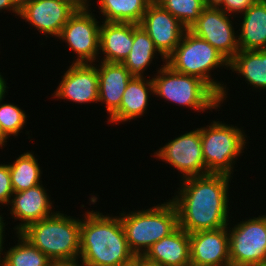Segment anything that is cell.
Instances as JSON below:
<instances>
[{"label":"cell","mask_w":266,"mask_h":266,"mask_svg":"<svg viewBox=\"0 0 266 266\" xmlns=\"http://www.w3.org/2000/svg\"><path fill=\"white\" fill-rule=\"evenodd\" d=\"M169 11L187 29L197 20L206 8L204 0H154Z\"/></svg>","instance_id":"27"},{"label":"cell","mask_w":266,"mask_h":266,"mask_svg":"<svg viewBox=\"0 0 266 266\" xmlns=\"http://www.w3.org/2000/svg\"><path fill=\"white\" fill-rule=\"evenodd\" d=\"M242 128L212 121L200 128L203 159L207 174H224L233 176L234 165L244 153L247 135ZM247 139V140H246Z\"/></svg>","instance_id":"7"},{"label":"cell","mask_w":266,"mask_h":266,"mask_svg":"<svg viewBox=\"0 0 266 266\" xmlns=\"http://www.w3.org/2000/svg\"><path fill=\"white\" fill-rule=\"evenodd\" d=\"M95 65L98 72V102L105 103L110 117L120 107L122 95L132 76L122 63L101 61Z\"/></svg>","instance_id":"17"},{"label":"cell","mask_w":266,"mask_h":266,"mask_svg":"<svg viewBox=\"0 0 266 266\" xmlns=\"http://www.w3.org/2000/svg\"><path fill=\"white\" fill-rule=\"evenodd\" d=\"M158 52V53H157ZM160 54L147 32L139 24H134L133 45L128 57L122 63L132 77H144L147 68Z\"/></svg>","instance_id":"23"},{"label":"cell","mask_w":266,"mask_h":266,"mask_svg":"<svg viewBox=\"0 0 266 266\" xmlns=\"http://www.w3.org/2000/svg\"><path fill=\"white\" fill-rule=\"evenodd\" d=\"M76 10L66 0H29L20 5L19 17L45 37L57 38Z\"/></svg>","instance_id":"13"},{"label":"cell","mask_w":266,"mask_h":266,"mask_svg":"<svg viewBox=\"0 0 266 266\" xmlns=\"http://www.w3.org/2000/svg\"><path fill=\"white\" fill-rule=\"evenodd\" d=\"M233 17L238 15H229L220 8L206 7L188 30L206 40L230 61L239 51V32L235 31Z\"/></svg>","instance_id":"11"},{"label":"cell","mask_w":266,"mask_h":266,"mask_svg":"<svg viewBox=\"0 0 266 266\" xmlns=\"http://www.w3.org/2000/svg\"><path fill=\"white\" fill-rule=\"evenodd\" d=\"M17 245L4 251L0 266H48L49 258L32 245L20 233L16 234Z\"/></svg>","instance_id":"26"},{"label":"cell","mask_w":266,"mask_h":266,"mask_svg":"<svg viewBox=\"0 0 266 266\" xmlns=\"http://www.w3.org/2000/svg\"><path fill=\"white\" fill-rule=\"evenodd\" d=\"M166 64L176 72L196 76L206 82L220 96L221 104L227 100V86L214 80V77L211 78V70L218 67L228 70L229 61L210 43L188 29L173 53L166 59Z\"/></svg>","instance_id":"3"},{"label":"cell","mask_w":266,"mask_h":266,"mask_svg":"<svg viewBox=\"0 0 266 266\" xmlns=\"http://www.w3.org/2000/svg\"><path fill=\"white\" fill-rule=\"evenodd\" d=\"M154 0H98V9L105 22L140 24Z\"/></svg>","instance_id":"24"},{"label":"cell","mask_w":266,"mask_h":266,"mask_svg":"<svg viewBox=\"0 0 266 266\" xmlns=\"http://www.w3.org/2000/svg\"><path fill=\"white\" fill-rule=\"evenodd\" d=\"M99 23L90 9H77L63 26L58 39L64 41L69 46V51L77 55L72 63L99 62Z\"/></svg>","instance_id":"9"},{"label":"cell","mask_w":266,"mask_h":266,"mask_svg":"<svg viewBox=\"0 0 266 266\" xmlns=\"http://www.w3.org/2000/svg\"><path fill=\"white\" fill-rule=\"evenodd\" d=\"M131 265L132 266H164L160 264L159 262H154V261L147 259L143 255L134 256V259Z\"/></svg>","instance_id":"33"},{"label":"cell","mask_w":266,"mask_h":266,"mask_svg":"<svg viewBox=\"0 0 266 266\" xmlns=\"http://www.w3.org/2000/svg\"><path fill=\"white\" fill-rule=\"evenodd\" d=\"M257 1L258 0H224V3L220 9L229 15H239V13L242 14Z\"/></svg>","instance_id":"30"},{"label":"cell","mask_w":266,"mask_h":266,"mask_svg":"<svg viewBox=\"0 0 266 266\" xmlns=\"http://www.w3.org/2000/svg\"><path fill=\"white\" fill-rule=\"evenodd\" d=\"M157 69L152 78L154 96L195 112L220 109V96L200 78L176 72L167 64Z\"/></svg>","instance_id":"6"},{"label":"cell","mask_w":266,"mask_h":266,"mask_svg":"<svg viewBox=\"0 0 266 266\" xmlns=\"http://www.w3.org/2000/svg\"><path fill=\"white\" fill-rule=\"evenodd\" d=\"M139 25L154 42L163 64H166V59L173 53L187 30L178 19L155 1L148 6Z\"/></svg>","instance_id":"12"},{"label":"cell","mask_w":266,"mask_h":266,"mask_svg":"<svg viewBox=\"0 0 266 266\" xmlns=\"http://www.w3.org/2000/svg\"><path fill=\"white\" fill-rule=\"evenodd\" d=\"M6 140L1 136V133H0V149H3L2 147L6 145Z\"/></svg>","instance_id":"38"},{"label":"cell","mask_w":266,"mask_h":266,"mask_svg":"<svg viewBox=\"0 0 266 266\" xmlns=\"http://www.w3.org/2000/svg\"><path fill=\"white\" fill-rule=\"evenodd\" d=\"M229 70L245 78L253 89H266V49L239 50L229 61ZM255 87V88H254Z\"/></svg>","instance_id":"22"},{"label":"cell","mask_w":266,"mask_h":266,"mask_svg":"<svg viewBox=\"0 0 266 266\" xmlns=\"http://www.w3.org/2000/svg\"><path fill=\"white\" fill-rule=\"evenodd\" d=\"M167 201L146 210L119 213L128 247L135 256L144 255L154 243L179 227L176 206Z\"/></svg>","instance_id":"4"},{"label":"cell","mask_w":266,"mask_h":266,"mask_svg":"<svg viewBox=\"0 0 266 266\" xmlns=\"http://www.w3.org/2000/svg\"><path fill=\"white\" fill-rule=\"evenodd\" d=\"M70 2L76 9H91V0H66Z\"/></svg>","instance_id":"35"},{"label":"cell","mask_w":266,"mask_h":266,"mask_svg":"<svg viewBox=\"0 0 266 266\" xmlns=\"http://www.w3.org/2000/svg\"><path fill=\"white\" fill-rule=\"evenodd\" d=\"M143 256L164 266H189V233L178 227L170 235L154 243Z\"/></svg>","instance_id":"20"},{"label":"cell","mask_w":266,"mask_h":266,"mask_svg":"<svg viewBox=\"0 0 266 266\" xmlns=\"http://www.w3.org/2000/svg\"><path fill=\"white\" fill-rule=\"evenodd\" d=\"M14 191L8 164H0V207L9 205Z\"/></svg>","instance_id":"29"},{"label":"cell","mask_w":266,"mask_h":266,"mask_svg":"<svg viewBox=\"0 0 266 266\" xmlns=\"http://www.w3.org/2000/svg\"><path fill=\"white\" fill-rule=\"evenodd\" d=\"M132 77L122 95L120 107L108 118L110 124L130 122L135 118H141L148 110L150 96L154 95L152 77ZM150 95V96H149ZM118 122V123H117Z\"/></svg>","instance_id":"18"},{"label":"cell","mask_w":266,"mask_h":266,"mask_svg":"<svg viewBox=\"0 0 266 266\" xmlns=\"http://www.w3.org/2000/svg\"><path fill=\"white\" fill-rule=\"evenodd\" d=\"M228 226L231 266H266V214Z\"/></svg>","instance_id":"8"},{"label":"cell","mask_w":266,"mask_h":266,"mask_svg":"<svg viewBox=\"0 0 266 266\" xmlns=\"http://www.w3.org/2000/svg\"><path fill=\"white\" fill-rule=\"evenodd\" d=\"M61 78L53 98L67 99L81 105L98 102V72L95 63H72Z\"/></svg>","instance_id":"14"},{"label":"cell","mask_w":266,"mask_h":266,"mask_svg":"<svg viewBox=\"0 0 266 266\" xmlns=\"http://www.w3.org/2000/svg\"><path fill=\"white\" fill-rule=\"evenodd\" d=\"M43 184L36 185L27 190L15 192L9 205L10 213L15 220L21 221L13 229L20 233L27 226L53 215V204Z\"/></svg>","instance_id":"16"},{"label":"cell","mask_w":266,"mask_h":266,"mask_svg":"<svg viewBox=\"0 0 266 266\" xmlns=\"http://www.w3.org/2000/svg\"><path fill=\"white\" fill-rule=\"evenodd\" d=\"M27 115L14 103H0V133L7 141L10 136L18 137L21 130L27 124Z\"/></svg>","instance_id":"28"},{"label":"cell","mask_w":266,"mask_h":266,"mask_svg":"<svg viewBox=\"0 0 266 266\" xmlns=\"http://www.w3.org/2000/svg\"><path fill=\"white\" fill-rule=\"evenodd\" d=\"M81 218L80 255L85 266H131L134 254L128 247L120 216L87 210ZM104 214V215H103Z\"/></svg>","instance_id":"2"},{"label":"cell","mask_w":266,"mask_h":266,"mask_svg":"<svg viewBox=\"0 0 266 266\" xmlns=\"http://www.w3.org/2000/svg\"><path fill=\"white\" fill-rule=\"evenodd\" d=\"M8 166L14 193L42 184V170L33 152H24Z\"/></svg>","instance_id":"25"},{"label":"cell","mask_w":266,"mask_h":266,"mask_svg":"<svg viewBox=\"0 0 266 266\" xmlns=\"http://www.w3.org/2000/svg\"><path fill=\"white\" fill-rule=\"evenodd\" d=\"M153 156L181 172V180L188 177L207 175L200 128L186 131V133H182L173 140H169L168 143L154 152Z\"/></svg>","instance_id":"10"},{"label":"cell","mask_w":266,"mask_h":266,"mask_svg":"<svg viewBox=\"0 0 266 266\" xmlns=\"http://www.w3.org/2000/svg\"><path fill=\"white\" fill-rule=\"evenodd\" d=\"M231 177L207 174L180 180L177 194L170 199L178 212L179 227L194 233L228 226Z\"/></svg>","instance_id":"1"},{"label":"cell","mask_w":266,"mask_h":266,"mask_svg":"<svg viewBox=\"0 0 266 266\" xmlns=\"http://www.w3.org/2000/svg\"><path fill=\"white\" fill-rule=\"evenodd\" d=\"M3 10L12 11L15 16H19L20 5L16 0H0V12Z\"/></svg>","instance_id":"32"},{"label":"cell","mask_w":266,"mask_h":266,"mask_svg":"<svg viewBox=\"0 0 266 266\" xmlns=\"http://www.w3.org/2000/svg\"><path fill=\"white\" fill-rule=\"evenodd\" d=\"M0 214H1V213H0ZM2 215H3V214L0 215V264H1L2 259H3V257H1V255H2V256L4 255V254H3V253H4L3 251H4V249H5V248L3 247V243H4L3 241L5 240V238H4V235H5V234H4V233H5L4 231H5V230H4V229H5V226H6V225H5L6 222L4 223L5 220L3 219V216H2Z\"/></svg>","instance_id":"34"},{"label":"cell","mask_w":266,"mask_h":266,"mask_svg":"<svg viewBox=\"0 0 266 266\" xmlns=\"http://www.w3.org/2000/svg\"><path fill=\"white\" fill-rule=\"evenodd\" d=\"M240 16L239 50L266 49V0H258Z\"/></svg>","instance_id":"21"},{"label":"cell","mask_w":266,"mask_h":266,"mask_svg":"<svg viewBox=\"0 0 266 266\" xmlns=\"http://www.w3.org/2000/svg\"><path fill=\"white\" fill-rule=\"evenodd\" d=\"M224 3V0H204V4L207 8H220Z\"/></svg>","instance_id":"37"},{"label":"cell","mask_w":266,"mask_h":266,"mask_svg":"<svg viewBox=\"0 0 266 266\" xmlns=\"http://www.w3.org/2000/svg\"><path fill=\"white\" fill-rule=\"evenodd\" d=\"M18 2L19 5H22L23 3L29 1V0H16Z\"/></svg>","instance_id":"39"},{"label":"cell","mask_w":266,"mask_h":266,"mask_svg":"<svg viewBox=\"0 0 266 266\" xmlns=\"http://www.w3.org/2000/svg\"><path fill=\"white\" fill-rule=\"evenodd\" d=\"M192 266H231L228 228L189 233Z\"/></svg>","instance_id":"15"},{"label":"cell","mask_w":266,"mask_h":266,"mask_svg":"<svg viewBox=\"0 0 266 266\" xmlns=\"http://www.w3.org/2000/svg\"><path fill=\"white\" fill-rule=\"evenodd\" d=\"M81 262H79V261ZM48 266H85L79 257L74 259L49 260Z\"/></svg>","instance_id":"31"},{"label":"cell","mask_w":266,"mask_h":266,"mask_svg":"<svg viewBox=\"0 0 266 266\" xmlns=\"http://www.w3.org/2000/svg\"><path fill=\"white\" fill-rule=\"evenodd\" d=\"M7 81L6 79H4L3 75L0 73V103L2 101H4V99L6 98L5 95H7L6 93L8 92V86H7Z\"/></svg>","instance_id":"36"},{"label":"cell","mask_w":266,"mask_h":266,"mask_svg":"<svg viewBox=\"0 0 266 266\" xmlns=\"http://www.w3.org/2000/svg\"><path fill=\"white\" fill-rule=\"evenodd\" d=\"M80 226L81 219L56 211L20 234L50 260L74 259L80 255Z\"/></svg>","instance_id":"5"},{"label":"cell","mask_w":266,"mask_h":266,"mask_svg":"<svg viewBox=\"0 0 266 266\" xmlns=\"http://www.w3.org/2000/svg\"><path fill=\"white\" fill-rule=\"evenodd\" d=\"M99 54H104L100 61L123 63L133 45L134 23L101 21Z\"/></svg>","instance_id":"19"}]
</instances>
